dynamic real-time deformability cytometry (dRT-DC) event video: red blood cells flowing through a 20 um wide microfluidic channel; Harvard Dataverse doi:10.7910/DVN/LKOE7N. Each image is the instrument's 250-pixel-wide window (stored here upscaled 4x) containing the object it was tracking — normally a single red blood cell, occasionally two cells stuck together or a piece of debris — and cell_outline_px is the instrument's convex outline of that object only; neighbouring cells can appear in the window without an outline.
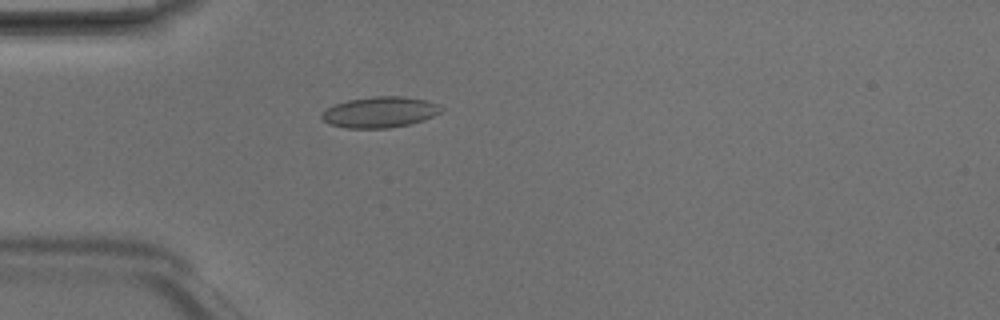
{"species": "Egyptian fruit bat (a non-hibernating species)", "species_latin": "Rousettus aegyptiacus", "temperature_condition": "room temperature", "stored_images_in_passage": 4, "camera_frame_rate_fps": 3000, "um_per_image_px": 0.085, "animal": {"sex": "male"}, "frame": {"image": 1, "passage_image": 4, "time_ms": 1.0, "image_size_px": [1000, 320], "cell_outline_px": [[444, 108], [440, 112], [424, 120], [408, 124], [388, 128], [344, 128], [328, 124], [320, 116], [328, 108], [336, 104], [348, 100], [372, 96], [404, 96], [424, 100], [436, 104]], "centroid_in_image_um": [32.27, 9.53], "position_along_channel_um": 52.7, "area_um2": 21.33}}